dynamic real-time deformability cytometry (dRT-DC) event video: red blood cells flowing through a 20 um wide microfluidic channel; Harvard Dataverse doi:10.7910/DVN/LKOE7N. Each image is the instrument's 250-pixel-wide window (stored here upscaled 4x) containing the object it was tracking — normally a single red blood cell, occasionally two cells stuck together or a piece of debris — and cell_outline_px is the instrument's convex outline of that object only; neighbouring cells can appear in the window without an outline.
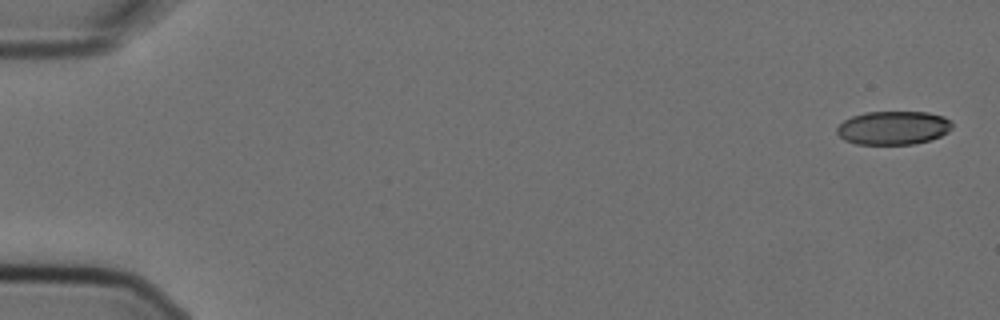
{"species": "Egyptian fruit bat (a non-hibernating species)", "species_latin": "Rousettus aegyptiacus", "temperature_condition": "cold", "stored_images_in_passage": 7, "camera_frame_rate_fps": 3000, "um_per_image_px": 0.085, "animal": {"sex": "female"}, "frame": {"image": 1, "passage_image": 1, "time_ms": 0.0, "image_size_px": [1000, 320], "cell_outline_px": [[952, 128], [948, 132], [940, 136], [928, 140], [912, 144], [856, 144], [844, 140], [836, 132], [836, 128], [844, 120], [852, 116], [864, 112], [928, 112], [944, 116], [952, 124]], "centroid_in_image_um": [75.91, 10.86], "position_along_channel_um": 9.1, "area_um2": 22.54}}
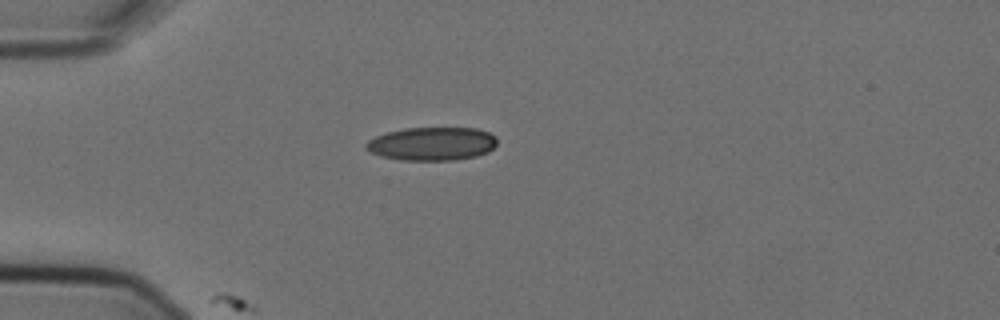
{"frame": {"image": 2, "passage_image": 4, "time_ms": 1.0, "image_size_px": [1000, 320], "cell_outline_px": [[496, 144], [488, 152], [476, 156], [456, 160], [400, 160], [380, 156], [364, 148], [364, 144], [368, 140], [376, 136], [388, 132], [404, 128], [476, 128], [488, 132], [496, 136]], "centroid_in_image_um": [36.71, 12.22], "position_along_channel_um": 48.3, "area_um2": 25.55}}